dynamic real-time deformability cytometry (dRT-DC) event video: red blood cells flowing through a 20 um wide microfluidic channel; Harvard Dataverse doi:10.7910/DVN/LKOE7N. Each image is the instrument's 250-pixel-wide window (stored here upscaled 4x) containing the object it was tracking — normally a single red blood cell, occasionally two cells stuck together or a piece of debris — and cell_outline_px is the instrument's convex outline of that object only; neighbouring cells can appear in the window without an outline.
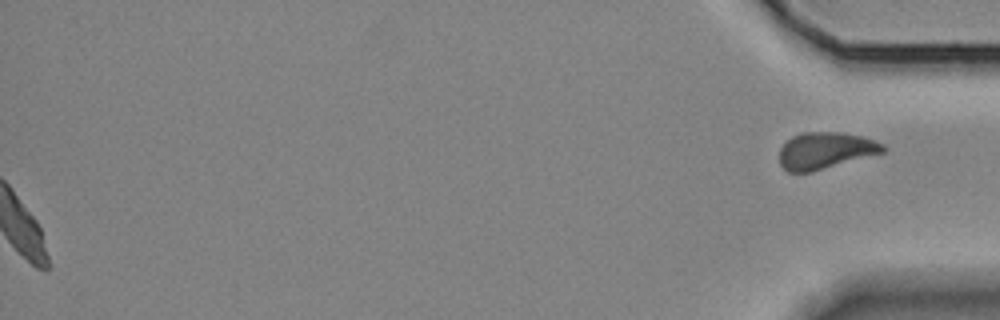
{"species": "Egyptian fruit bat (a non-hibernating species)", "species_latin": "Rousettus aegyptiacus", "temperature_condition": "room temperature", "stored_images_in_passage": 44, "segment_of_instrument_passage": [2, 2], "camera_frame_rate_fps": 3000, "um_per_image_px": 0.085, "animal": {"sex": "female"}, "frame": {"image": 1, "passage_image": 44, "time_ms": 14.333, "image_size_px": [1000, 320], "cell_outline_px": [[888, 148], [884, 152], [812, 172], [788, 172], [780, 164], [780, 148], [792, 136], [800, 132], [840, 132], [864, 136], [884, 144]], "centroid_in_image_um": [70.18, 12.79], "position_along_channel_um": 365.0, "area_um2": 22.25}}